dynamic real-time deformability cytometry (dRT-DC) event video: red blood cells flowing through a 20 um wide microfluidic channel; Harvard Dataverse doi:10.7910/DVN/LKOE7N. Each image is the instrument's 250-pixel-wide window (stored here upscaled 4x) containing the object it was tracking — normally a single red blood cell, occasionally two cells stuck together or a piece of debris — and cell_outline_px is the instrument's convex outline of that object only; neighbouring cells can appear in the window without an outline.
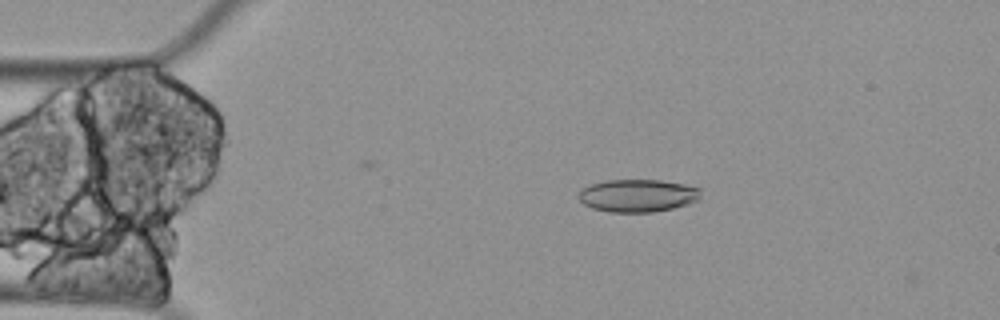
{"species": "Egyptian fruit bat (a non-hibernating species)", "species_latin": "Rousettus aegyptiacus", "temperature_condition": "cold", "stored_images_in_passage": 60, "camera_frame_rate_fps": 3000, "um_per_image_px": 0.085, "animal": {"sex": "female"}, "frame": {"image": 1, "passage_image": 11, "time_ms": 3.333, "image_size_px": [1000, 320], "cell_outline_px": [[700, 200], [688, 204], [672, 208], [652, 212], [608, 212], [592, 208], [584, 204], [576, 196], [584, 188], [592, 184], [608, 180], [660, 180], [684, 184], [700, 188]], "centroid_in_image_um": [54.22, 16.63], "position_along_channel_um": 30.8, "area_um2": 23.24}}
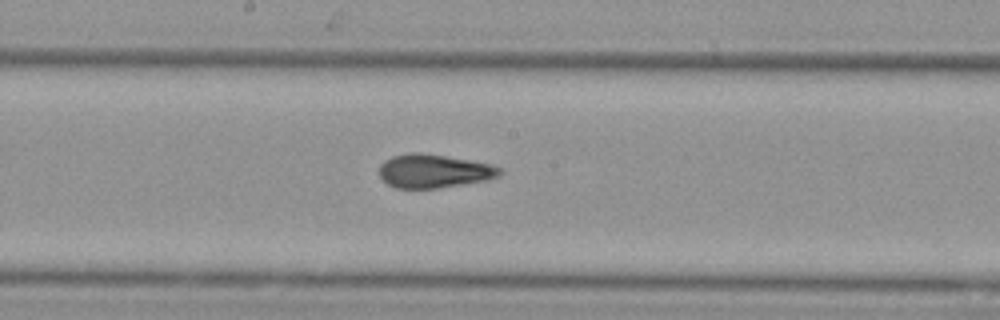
{"frame": {"image": 2, "passage_image": 31, "time_ms": 10.0, "image_size_px": [1000, 320], "cell_outline_px": [[504, 172], [500, 176], [488, 180], [436, 188], [396, 188], [388, 184], [380, 176], [380, 164], [384, 160], [392, 156], [408, 152], [420, 152], [492, 164], [500, 168]], "centroid_in_image_um": [36.89, 14.53], "position_along_channel_um": 211.3, "area_um2": 23.58}}
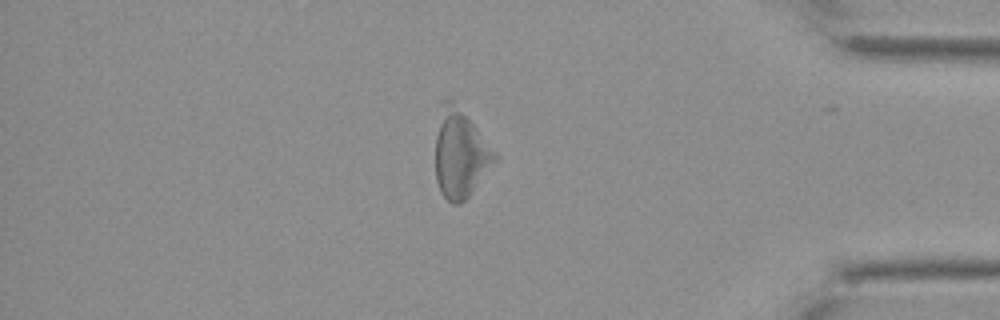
{"frame": {"image": 3, "passage_image": 51, "time_ms": 16.667, "image_size_px": [1000, 320], "cell_outline_px": [[496, 160], [468, 196], [460, 204], [452, 204], [440, 192], [436, 180], [436, 136], [440, 100], [444, 96], [448, 96], [452, 100], [476, 128], [496, 152]], "centroid_in_image_um": [39.07, 13.04], "position_along_channel_um": 396.1, "area_um2": 30.06}, "authors_computed_cell_mechanics": {"area_um2": 24.7095, "velocity_mm_per_s": 3.2307, "shape_relaxation_time_tau1_ms": null, "shape_relaxation_time_tau2_ms": 8.5063, "deformation_change_tau1": null, "deformation_change_tau2": 0.1512}}